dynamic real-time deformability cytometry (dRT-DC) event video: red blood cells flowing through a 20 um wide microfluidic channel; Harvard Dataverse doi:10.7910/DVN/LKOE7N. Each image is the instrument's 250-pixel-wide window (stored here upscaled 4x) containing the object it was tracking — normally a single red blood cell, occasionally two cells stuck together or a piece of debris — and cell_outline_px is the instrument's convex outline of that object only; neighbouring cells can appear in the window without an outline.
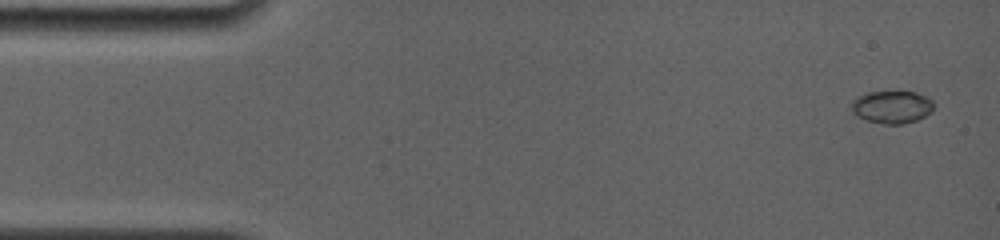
{"species": "common noctule bat (a hibernating species)", "species_latin": "Nyctalus noctula", "temperature_condition": "room temperature", "stored_images_in_passage": 7, "camera_frame_rate_fps": 4000, "um_per_image_px": 0.085, "animal": {"sex": "female", "body_mass_g": 19.0, "forearm_length_mm": 56.7}, "frame": {"image": 1, "passage_image": 1, "time_ms": 0.0, "image_size_px": [1000, 240], "cell_outline_px": [[936, 104], [932, 112], [916, 120], [904, 124], [884, 124], [868, 120], [856, 116], [852, 112], [848, 104], [852, 100], [868, 92], [916, 92], [932, 100]], "centroid_in_image_um": [75.8, 9.1], "position_along_channel_um": 9.2, "area_um2": 15.78}}
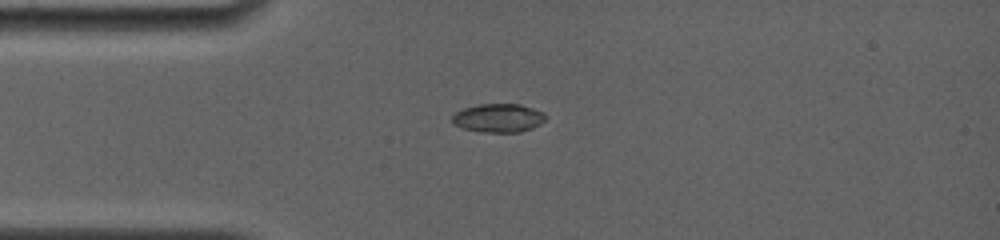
{"frame": {"image": 2, "passage_image": 6, "time_ms": 3.5, "image_size_px": [1000, 240], "cell_outline_px": [[548, 116], [540, 124], [532, 128], [520, 132], [480, 132], [464, 128], [452, 124], [452, 116], [456, 112], [464, 108], [480, 104], [520, 104], [544, 112]], "centroid_in_image_um": [42.38, 10.03], "position_along_channel_um": 42.6, "area_um2": 15.61}}